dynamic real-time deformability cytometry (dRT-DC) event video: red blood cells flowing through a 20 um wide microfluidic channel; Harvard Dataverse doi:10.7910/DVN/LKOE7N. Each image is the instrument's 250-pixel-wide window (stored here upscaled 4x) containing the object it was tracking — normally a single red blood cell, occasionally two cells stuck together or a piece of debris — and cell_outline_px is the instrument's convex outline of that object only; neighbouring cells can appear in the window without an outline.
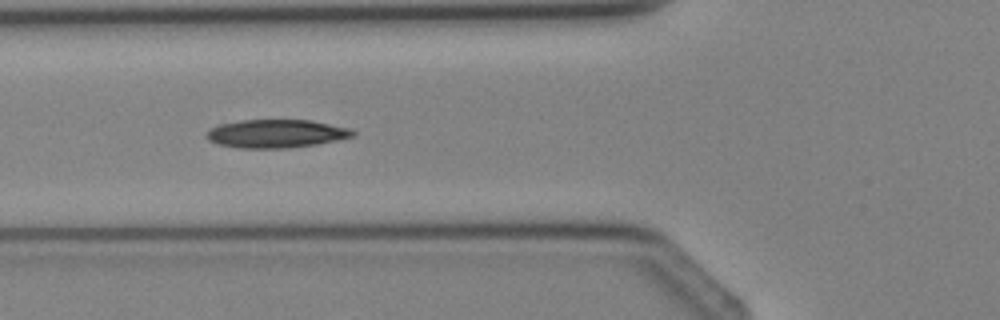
{"species": "Egyptian fruit bat (a non-hibernating species)", "species_latin": "Rousettus aegyptiacus", "temperature_condition": "cold", "stored_images_in_passage": 4, "camera_frame_rate_fps": 3000, "um_per_image_px": 0.085, "animal": {"sex": "female"}, "frame": {"image": 1, "passage_image": 3, "time_ms": 2.333, "image_size_px": [1000, 320], "cell_outline_px": [[356, 136], [316, 144], [288, 148], [240, 148], [220, 144], [208, 140], [204, 136], [212, 128], [220, 124], [240, 120], [312, 120], [352, 128], [356, 132]], "centroid_in_image_um": [23.53, 11.35], "position_along_channel_um": 102.3, "area_um2": 24.16}}
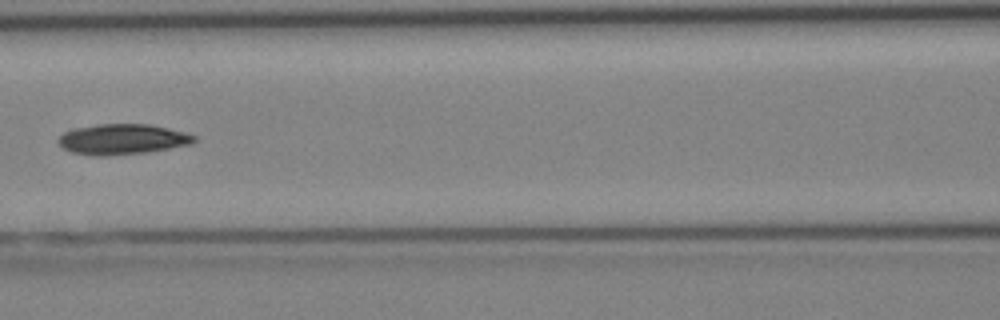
{"frame": {"image": 2, "passage_image": 4, "time_ms": 3.333, "image_size_px": [1000, 320], "cell_outline_px": [[196, 140], [192, 144], [148, 152], [100, 156], [96, 156], [72, 152], [64, 148], [56, 140], [64, 132], [72, 128], [100, 124], [148, 124], [168, 128], [184, 132], [196, 136]], "centroid_in_image_um": [10.4, 11.83], "position_along_channel_um": 156.2, "area_um2": 24.04}}